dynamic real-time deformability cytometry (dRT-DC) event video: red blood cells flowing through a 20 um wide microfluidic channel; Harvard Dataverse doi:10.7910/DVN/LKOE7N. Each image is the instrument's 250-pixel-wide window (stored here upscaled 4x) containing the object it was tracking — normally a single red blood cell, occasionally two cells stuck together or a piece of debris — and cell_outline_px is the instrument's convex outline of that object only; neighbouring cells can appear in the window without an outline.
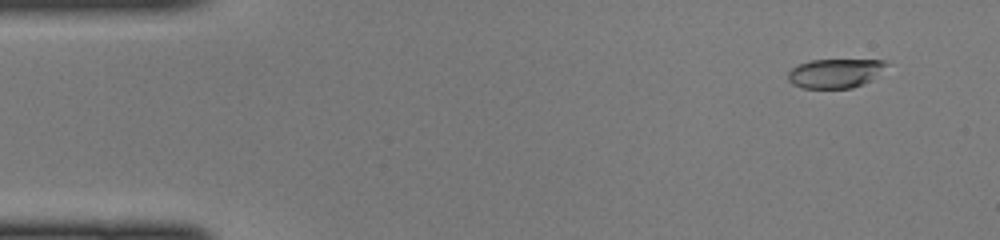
{"species": "common noctule bat (a hibernating species)", "species_latin": "Nyctalus noctula", "temperature_condition": "cold", "stored_images_in_passage": 47, "camera_frame_rate_fps": 3000, "um_per_image_px": 0.085, "animal": {"sex": "female", "body_mass_g": 22.0, "forearm_length_mm": 56.7}, "frame": {"image": 1, "passage_image": 4, "time_ms": 1.0, "image_size_px": [1000, 240], "cell_outline_px": [[892, 64], [872, 80], [864, 84], [852, 88], [800, 88], [792, 84], [788, 80], [788, 72], [792, 68], [800, 64], [812, 60], [884, 60]], "centroid_in_image_um": [71.05, 6.23], "position_along_channel_um": 13.9, "area_um2": 16.99}}
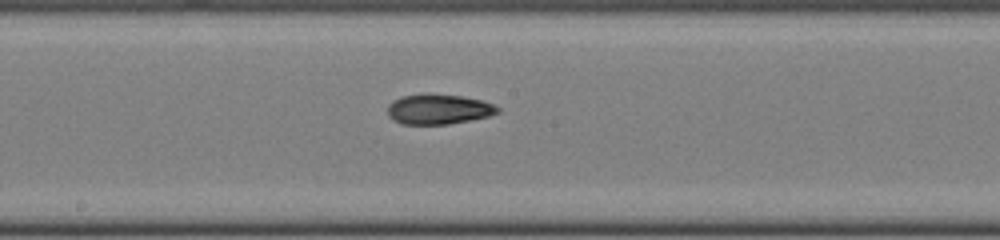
{"frame": {"image": 2, "passage_image": 25, "time_ms": 8.0, "image_size_px": [1000, 240], "cell_outline_px": [[500, 112], [488, 116], [448, 124], [400, 124], [392, 120], [388, 116], [388, 104], [392, 100], [400, 96], [428, 92], [460, 96], [480, 100], [492, 104], [500, 108]], "centroid_in_image_um": [37.21, 9.26], "position_along_channel_um": 211.0, "area_um2": 19.54}}
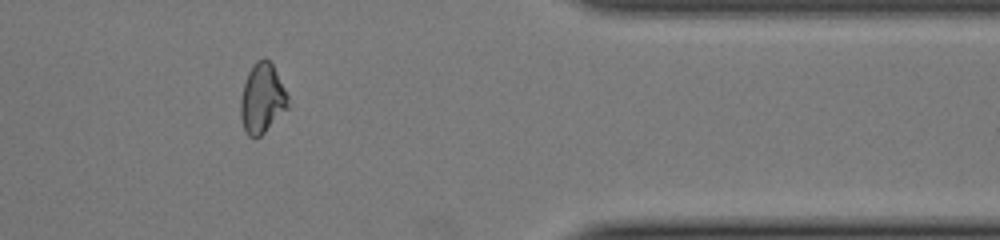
{"frame": {"image": 3, "passage_image": 39, "time_ms": 12.667, "image_size_px": [1000, 240], "cell_outline_px": [[288, 108], [260, 136], [248, 136], [244, 128], [240, 116], [240, 100], [244, 84], [248, 72], [252, 64], [256, 60], [264, 56], [272, 64], [288, 96]], "centroid_in_image_um": [22.27, 8.34], "position_along_channel_um": 389.1, "area_um2": 19.07}}